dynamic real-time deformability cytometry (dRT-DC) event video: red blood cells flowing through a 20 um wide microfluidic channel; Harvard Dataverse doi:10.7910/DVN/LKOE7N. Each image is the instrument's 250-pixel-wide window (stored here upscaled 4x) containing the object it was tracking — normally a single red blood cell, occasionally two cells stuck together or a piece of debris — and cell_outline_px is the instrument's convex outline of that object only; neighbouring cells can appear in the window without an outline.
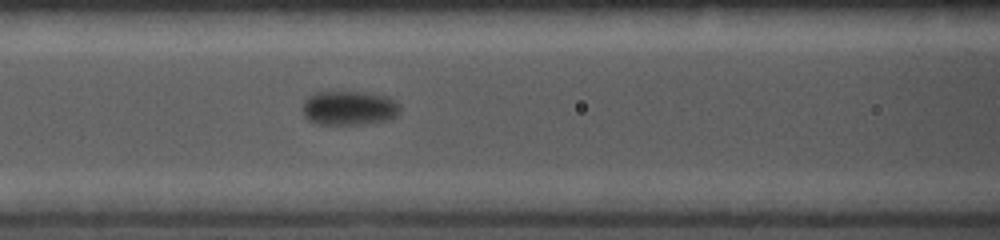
{"species": "common noctule bat (a hibernating species)", "species_latin": "Nyctalus noctula", "temperature_condition": "cold", "stored_images_in_passage": 19, "camera_frame_rate_fps": 5000, "um_per_image_px": 0.085, "animal": {"sex": "female", "body_mass_g": 19.0, "forearm_length_mm": 56.7}, "frame": {"image": 1, "passage_image": 11, "time_ms": 2.0, "image_size_px": [1000, 240], "cell_outline_px": [[400, 112], [396, 116], [388, 120], [364, 124], [316, 124], [308, 120], [304, 116], [304, 100], [308, 96], [316, 92], [332, 88], [372, 92], [388, 96], [396, 100], [400, 104]], "centroid_in_image_um": [29.69, 9.12], "position_along_channel_um": 136.9, "area_um2": 20.58}}